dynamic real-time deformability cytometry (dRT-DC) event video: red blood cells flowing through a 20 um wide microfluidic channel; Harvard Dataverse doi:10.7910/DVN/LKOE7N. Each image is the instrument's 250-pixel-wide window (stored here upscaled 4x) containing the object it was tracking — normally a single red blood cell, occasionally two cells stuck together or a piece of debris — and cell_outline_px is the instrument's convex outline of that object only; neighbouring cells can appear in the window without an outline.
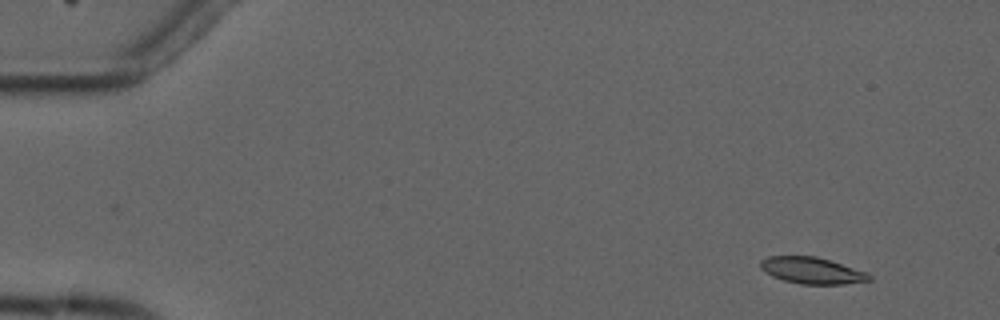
{"species": "common noctule bat (a hibernating species)", "species_latin": "Nyctalus noctula", "temperature_condition": "cold", "stored_images_in_passage": 5, "camera_frame_rate_fps": 3000, "um_per_image_px": 0.085, "animal": {"sex": "male", "forearm_length_mm": 52.5}, "frame": {"image": 1, "passage_image": 2, "time_ms": 1.333, "image_size_px": [1000, 320], "cell_outline_px": [[872, 280], [844, 284], [800, 284], [784, 280], [772, 276], [764, 272], [760, 268], [760, 260], [768, 256], [816, 256], [868, 272], [872, 276]], "centroid_in_image_um": [69.01, 22.99], "position_along_channel_um": 16.0, "area_um2": 16.88}}
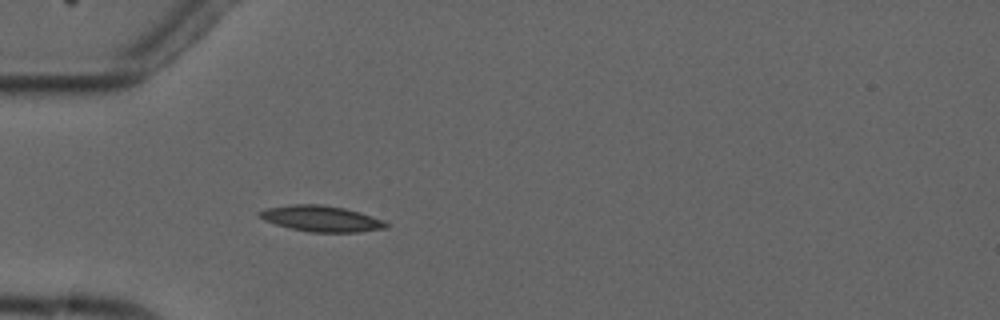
{"frame": {"image": 2, "passage_image": 5, "time_ms": 5.333, "image_size_px": [1000, 320], "cell_outline_px": [[388, 228], [356, 232], [308, 232], [276, 224], [264, 220], [256, 216], [264, 208], [292, 204], [320, 204], [344, 208], [360, 212], [384, 220], [388, 224]], "centroid_in_image_um": [27.3, 18.58], "position_along_channel_um": 57.7, "area_um2": 19.13}}